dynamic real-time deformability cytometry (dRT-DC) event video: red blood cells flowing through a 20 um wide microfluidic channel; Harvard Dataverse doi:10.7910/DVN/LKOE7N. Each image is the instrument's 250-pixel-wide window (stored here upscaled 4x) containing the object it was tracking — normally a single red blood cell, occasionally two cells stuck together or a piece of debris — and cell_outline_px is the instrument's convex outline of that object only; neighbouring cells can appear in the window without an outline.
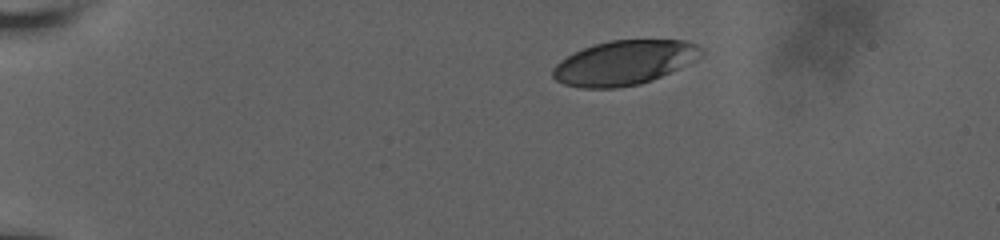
{"species": "human", "species_latin": "Homo sapiens", "temperature_condition": "room temperature", "stored_images_in_passage": 12, "camera_frame_rate_fps": 3000, "um_per_image_px": 0.085, "donor": {"sex": "male"}, "frame": {"image": 1, "passage_image": 1, "time_ms": 0.0, "image_size_px": [1000, 240], "cell_outline_px": [[704, 52], [696, 60], [680, 68], [652, 80], [640, 84], [616, 88], [580, 88], [564, 84], [556, 80], [552, 76], [552, 68], [560, 60], [592, 44], [612, 40], [684, 40], [696, 44]], "centroid_in_image_um": [53.05, 5.33], "position_along_channel_um": 31.9, "area_um2": 38.44}}